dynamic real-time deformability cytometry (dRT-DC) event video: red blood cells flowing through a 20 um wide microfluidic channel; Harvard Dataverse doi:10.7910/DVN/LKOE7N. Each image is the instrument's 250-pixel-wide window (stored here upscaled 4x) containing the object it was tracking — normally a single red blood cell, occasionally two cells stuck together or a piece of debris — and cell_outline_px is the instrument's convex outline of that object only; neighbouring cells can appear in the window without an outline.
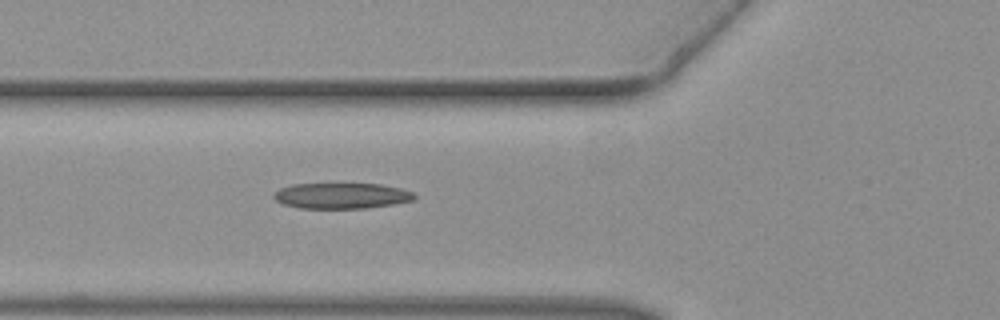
{"species": "common noctule bat (a hibernating species)", "species_latin": "Nyctalus noctula", "temperature_condition": "warm", "stored_images_in_passage": 35, "camera_frame_rate_fps": 3000, "um_per_image_px": 0.085, "animal": {"sex": "female", "body_mass_g": 19.3, "forearm_length_mm": 54.1}, "frame": {"image": 1, "passage_image": 4, "time_ms": 1.0, "image_size_px": [1000, 320], "cell_outline_px": [[416, 196], [412, 200], [392, 204], [364, 208], [300, 208], [284, 204], [276, 200], [272, 196], [280, 188], [292, 184], [380, 184], [400, 188], [412, 192]], "centroid_in_image_um": [29.01, 16.63], "position_along_channel_um": 96.8, "area_um2": 20.81}}
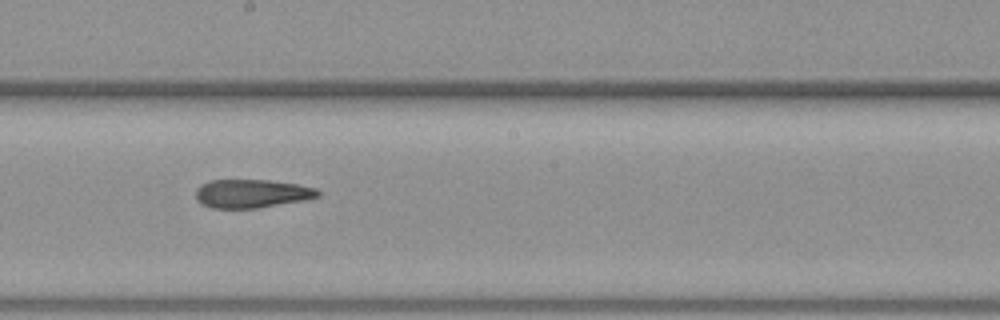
{"frame": {"image": 2, "passage_image": 13, "time_ms": 4.0, "image_size_px": [1000, 320], "cell_outline_px": [[320, 196], [304, 200], [260, 208], [212, 208], [200, 204], [196, 200], [196, 188], [212, 180], [268, 180], [296, 184], [316, 188], [320, 192]], "centroid_in_image_um": [21.39, 16.46], "position_along_channel_um": 226.8, "area_um2": 20.29}}
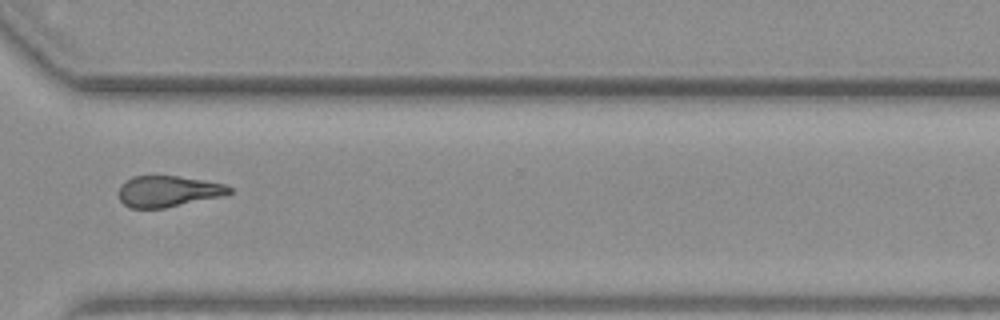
{"frame": {"image": 3, "passage_image": 22, "time_ms": 7.0, "image_size_px": [1000, 320], "cell_outline_px": [[232, 192], [224, 196], [164, 208], [128, 208], [120, 200], [120, 184], [124, 180], [132, 176], [176, 176], [204, 180], [224, 184], [232, 188]], "centroid_in_image_um": [14.29, 16.26], "position_along_channel_um": 356.3, "area_um2": 20.11}}